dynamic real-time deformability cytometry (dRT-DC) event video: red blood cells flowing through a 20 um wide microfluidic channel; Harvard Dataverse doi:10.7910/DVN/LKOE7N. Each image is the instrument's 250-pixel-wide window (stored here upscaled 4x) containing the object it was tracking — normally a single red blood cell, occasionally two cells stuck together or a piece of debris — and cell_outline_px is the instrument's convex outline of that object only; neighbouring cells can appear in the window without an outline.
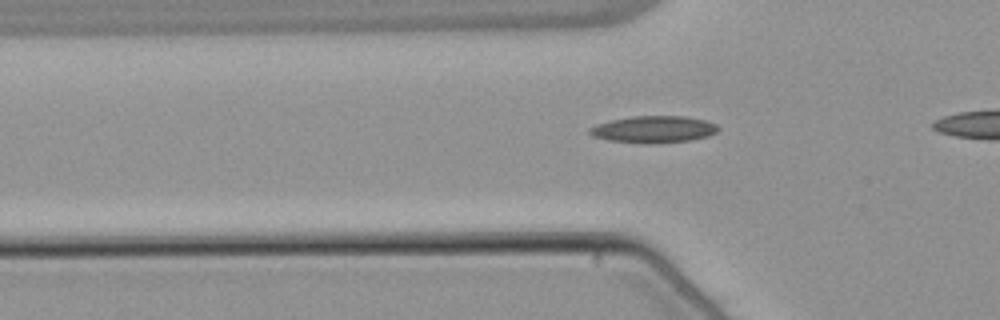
{"species": "common noctule bat (a hibernating species)", "species_latin": "Nyctalus noctula", "temperature_condition": "warm", "stored_images_in_passage": 30, "camera_frame_rate_fps": 3000, "um_per_image_px": 0.085, "animal": {"sex": "male", "body_mass_g": 21.5, "forearm_length_mm": 52.0}, "frame": {"image": 1, "passage_image": 5, "time_ms": 1.333, "image_size_px": [1000, 320], "cell_outline_px": [[720, 128], [716, 132], [708, 136], [692, 140], [652, 144], [644, 144], [608, 140], [592, 136], [588, 132], [588, 128], [596, 124], [608, 120], [632, 116], [684, 116], [704, 120], [716, 124]], "centroid_in_image_um": [55.52, 11.0], "position_along_channel_um": 70.3, "area_um2": 20.4}}
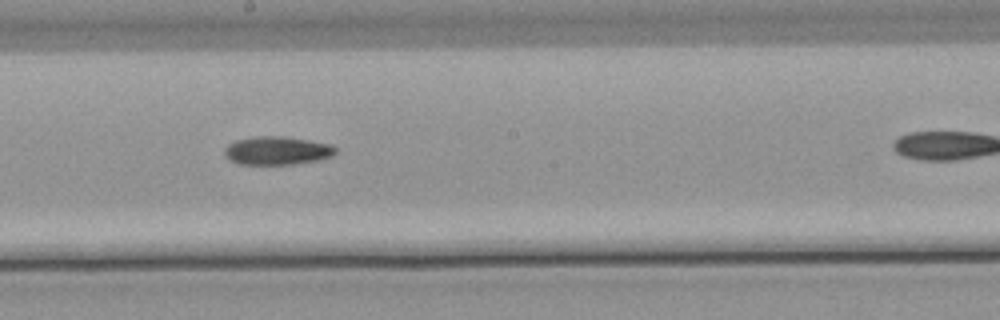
{"frame": {"image": 2, "passage_image": 17, "time_ms": 5.333, "image_size_px": [1000, 320], "cell_outline_px": [[336, 152], [332, 156], [320, 160], [292, 164], [240, 164], [228, 160], [224, 156], [224, 148], [228, 144], [236, 140], [256, 136], [284, 136], [332, 144], [336, 148]], "centroid_in_image_um": [23.54, 12.8], "position_along_channel_um": 224.7, "area_um2": 18.5}}
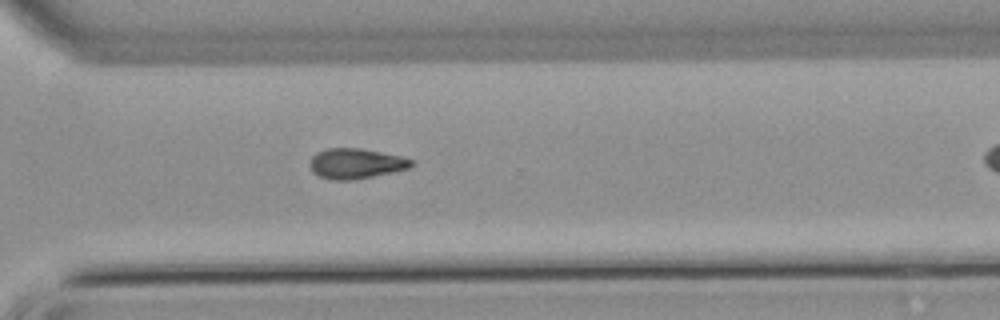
{"frame": {"image": 3, "passage_image": 26, "time_ms": 8.333, "image_size_px": [1000, 320], "cell_outline_px": [[412, 164], [408, 168], [392, 172], [352, 180], [332, 180], [320, 176], [312, 172], [308, 164], [312, 156], [316, 152], [324, 148], [360, 148], [400, 156], [412, 160]], "centroid_in_image_um": [30.17, 13.89], "position_along_channel_um": 340.4, "area_um2": 17.8}}